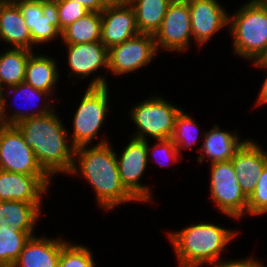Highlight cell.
Segmentation results:
<instances>
[{
	"instance_id": "cell-1",
	"label": "cell",
	"mask_w": 267,
	"mask_h": 267,
	"mask_svg": "<svg viewBox=\"0 0 267 267\" xmlns=\"http://www.w3.org/2000/svg\"><path fill=\"white\" fill-rule=\"evenodd\" d=\"M47 103L39 112H14L5 119L6 125H16L24 142L32 148L42 169L50 176L58 172L70 173L75 163V147L67 145L66 130Z\"/></svg>"
},
{
	"instance_id": "cell-2",
	"label": "cell",
	"mask_w": 267,
	"mask_h": 267,
	"mask_svg": "<svg viewBox=\"0 0 267 267\" xmlns=\"http://www.w3.org/2000/svg\"><path fill=\"white\" fill-rule=\"evenodd\" d=\"M87 148L86 145L76 147L74 157L80 159L78 163L81 170L74 163L70 173L82 172L84 178L93 186L99 204L110 210L120 203L137 201L123 186L116 153L106 140L93 148Z\"/></svg>"
},
{
	"instance_id": "cell-3",
	"label": "cell",
	"mask_w": 267,
	"mask_h": 267,
	"mask_svg": "<svg viewBox=\"0 0 267 267\" xmlns=\"http://www.w3.org/2000/svg\"><path fill=\"white\" fill-rule=\"evenodd\" d=\"M235 234L214 224L200 223L171 233L169 238L180 267H198L219 261V255Z\"/></svg>"
},
{
	"instance_id": "cell-4",
	"label": "cell",
	"mask_w": 267,
	"mask_h": 267,
	"mask_svg": "<svg viewBox=\"0 0 267 267\" xmlns=\"http://www.w3.org/2000/svg\"><path fill=\"white\" fill-rule=\"evenodd\" d=\"M231 19L235 53L254 61L267 46V6L249 1Z\"/></svg>"
},
{
	"instance_id": "cell-5",
	"label": "cell",
	"mask_w": 267,
	"mask_h": 267,
	"mask_svg": "<svg viewBox=\"0 0 267 267\" xmlns=\"http://www.w3.org/2000/svg\"><path fill=\"white\" fill-rule=\"evenodd\" d=\"M107 87L105 78L98 77L90 83L81 99L73 120L72 146L75 148L88 145L91 139L97 137L108 112Z\"/></svg>"
},
{
	"instance_id": "cell-6",
	"label": "cell",
	"mask_w": 267,
	"mask_h": 267,
	"mask_svg": "<svg viewBox=\"0 0 267 267\" xmlns=\"http://www.w3.org/2000/svg\"><path fill=\"white\" fill-rule=\"evenodd\" d=\"M131 112L132 121L139 129L134 139L146 141L144 134H149L157 140H164L172 137L180 109L157 97L137 104Z\"/></svg>"
},
{
	"instance_id": "cell-7",
	"label": "cell",
	"mask_w": 267,
	"mask_h": 267,
	"mask_svg": "<svg viewBox=\"0 0 267 267\" xmlns=\"http://www.w3.org/2000/svg\"><path fill=\"white\" fill-rule=\"evenodd\" d=\"M210 190L221 212L238 219L247 211L248 198L239 185L231 160L211 163Z\"/></svg>"
},
{
	"instance_id": "cell-8",
	"label": "cell",
	"mask_w": 267,
	"mask_h": 267,
	"mask_svg": "<svg viewBox=\"0 0 267 267\" xmlns=\"http://www.w3.org/2000/svg\"><path fill=\"white\" fill-rule=\"evenodd\" d=\"M0 170L26 175H48L16 125L0 123Z\"/></svg>"
},
{
	"instance_id": "cell-9",
	"label": "cell",
	"mask_w": 267,
	"mask_h": 267,
	"mask_svg": "<svg viewBox=\"0 0 267 267\" xmlns=\"http://www.w3.org/2000/svg\"><path fill=\"white\" fill-rule=\"evenodd\" d=\"M157 52L153 34L139 33L108 49V69L114 74H126L150 63Z\"/></svg>"
},
{
	"instance_id": "cell-10",
	"label": "cell",
	"mask_w": 267,
	"mask_h": 267,
	"mask_svg": "<svg viewBox=\"0 0 267 267\" xmlns=\"http://www.w3.org/2000/svg\"><path fill=\"white\" fill-rule=\"evenodd\" d=\"M149 151L147 140L132 137L120 158H116L123 186L137 201L141 202L151 198L149 188L139 182L147 166Z\"/></svg>"
},
{
	"instance_id": "cell-11",
	"label": "cell",
	"mask_w": 267,
	"mask_h": 267,
	"mask_svg": "<svg viewBox=\"0 0 267 267\" xmlns=\"http://www.w3.org/2000/svg\"><path fill=\"white\" fill-rule=\"evenodd\" d=\"M192 36L191 18L188 1L173 0L162 20L160 28L154 34L158 46L167 50L184 51L188 48Z\"/></svg>"
},
{
	"instance_id": "cell-12",
	"label": "cell",
	"mask_w": 267,
	"mask_h": 267,
	"mask_svg": "<svg viewBox=\"0 0 267 267\" xmlns=\"http://www.w3.org/2000/svg\"><path fill=\"white\" fill-rule=\"evenodd\" d=\"M135 12L127 0H112L101 12V43L110 48L139 34Z\"/></svg>"
},
{
	"instance_id": "cell-13",
	"label": "cell",
	"mask_w": 267,
	"mask_h": 267,
	"mask_svg": "<svg viewBox=\"0 0 267 267\" xmlns=\"http://www.w3.org/2000/svg\"><path fill=\"white\" fill-rule=\"evenodd\" d=\"M17 5L31 32L32 45L53 40L61 34L56 0L21 1Z\"/></svg>"
},
{
	"instance_id": "cell-14",
	"label": "cell",
	"mask_w": 267,
	"mask_h": 267,
	"mask_svg": "<svg viewBox=\"0 0 267 267\" xmlns=\"http://www.w3.org/2000/svg\"><path fill=\"white\" fill-rule=\"evenodd\" d=\"M49 175H26L0 170V201L41 203V194L48 189Z\"/></svg>"
},
{
	"instance_id": "cell-15",
	"label": "cell",
	"mask_w": 267,
	"mask_h": 267,
	"mask_svg": "<svg viewBox=\"0 0 267 267\" xmlns=\"http://www.w3.org/2000/svg\"><path fill=\"white\" fill-rule=\"evenodd\" d=\"M192 35L202 45L228 24L229 15L216 0H187Z\"/></svg>"
},
{
	"instance_id": "cell-16",
	"label": "cell",
	"mask_w": 267,
	"mask_h": 267,
	"mask_svg": "<svg viewBox=\"0 0 267 267\" xmlns=\"http://www.w3.org/2000/svg\"><path fill=\"white\" fill-rule=\"evenodd\" d=\"M234 171L245 196L256 189L259 176L267 165V152L250 140L242 144L231 159Z\"/></svg>"
},
{
	"instance_id": "cell-17",
	"label": "cell",
	"mask_w": 267,
	"mask_h": 267,
	"mask_svg": "<svg viewBox=\"0 0 267 267\" xmlns=\"http://www.w3.org/2000/svg\"><path fill=\"white\" fill-rule=\"evenodd\" d=\"M66 242L31 236L12 267H59V256Z\"/></svg>"
},
{
	"instance_id": "cell-18",
	"label": "cell",
	"mask_w": 267,
	"mask_h": 267,
	"mask_svg": "<svg viewBox=\"0 0 267 267\" xmlns=\"http://www.w3.org/2000/svg\"><path fill=\"white\" fill-rule=\"evenodd\" d=\"M66 45H68L70 68L82 78L97 71L99 67L108 68V48L100 41Z\"/></svg>"
},
{
	"instance_id": "cell-19",
	"label": "cell",
	"mask_w": 267,
	"mask_h": 267,
	"mask_svg": "<svg viewBox=\"0 0 267 267\" xmlns=\"http://www.w3.org/2000/svg\"><path fill=\"white\" fill-rule=\"evenodd\" d=\"M0 37L14 48H33L31 32L17 4L0 1Z\"/></svg>"
},
{
	"instance_id": "cell-20",
	"label": "cell",
	"mask_w": 267,
	"mask_h": 267,
	"mask_svg": "<svg viewBox=\"0 0 267 267\" xmlns=\"http://www.w3.org/2000/svg\"><path fill=\"white\" fill-rule=\"evenodd\" d=\"M41 203L0 201V226H10L16 231H33L40 215Z\"/></svg>"
},
{
	"instance_id": "cell-21",
	"label": "cell",
	"mask_w": 267,
	"mask_h": 267,
	"mask_svg": "<svg viewBox=\"0 0 267 267\" xmlns=\"http://www.w3.org/2000/svg\"><path fill=\"white\" fill-rule=\"evenodd\" d=\"M218 125L207 133L201 152L210 158L211 163L231 160L245 141H239L238 135L221 131Z\"/></svg>"
},
{
	"instance_id": "cell-22",
	"label": "cell",
	"mask_w": 267,
	"mask_h": 267,
	"mask_svg": "<svg viewBox=\"0 0 267 267\" xmlns=\"http://www.w3.org/2000/svg\"><path fill=\"white\" fill-rule=\"evenodd\" d=\"M173 0H127L133 7L140 33L155 34Z\"/></svg>"
},
{
	"instance_id": "cell-23",
	"label": "cell",
	"mask_w": 267,
	"mask_h": 267,
	"mask_svg": "<svg viewBox=\"0 0 267 267\" xmlns=\"http://www.w3.org/2000/svg\"><path fill=\"white\" fill-rule=\"evenodd\" d=\"M57 79V67L52 58L42 55L34 56L33 53L29 56L26 65L25 83L50 95Z\"/></svg>"
},
{
	"instance_id": "cell-24",
	"label": "cell",
	"mask_w": 267,
	"mask_h": 267,
	"mask_svg": "<svg viewBox=\"0 0 267 267\" xmlns=\"http://www.w3.org/2000/svg\"><path fill=\"white\" fill-rule=\"evenodd\" d=\"M60 35L65 44L101 41V13L88 12L66 27Z\"/></svg>"
},
{
	"instance_id": "cell-25",
	"label": "cell",
	"mask_w": 267,
	"mask_h": 267,
	"mask_svg": "<svg viewBox=\"0 0 267 267\" xmlns=\"http://www.w3.org/2000/svg\"><path fill=\"white\" fill-rule=\"evenodd\" d=\"M33 52L24 48H14L0 55V84L6 87L24 82L26 65Z\"/></svg>"
},
{
	"instance_id": "cell-26",
	"label": "cell",
	"mask_w": 267,
	"mask_h": 267,
	"mask_svg": "<svg viewBox=\"0 0 267 267\" xmlns=\"http://www.w3.org/2000/svg\"><path fill=\"white\" fill-rule=\"evenodd\" d=\"M33 231H16L0 226V267H12Z\"/></svg>"
},
{
	"instance_id": "cell-27",
	"label": "cell",
	"mask_w": 267,
	"mask_h": 267,
	"mask_svg": "<svg viewBox=\"0 0 267 267\" xmlns=\"http://www.w3.org/2000/svg\"><path fill=\"white\" fill-rule=\"evenodd\" d=\"M194 128V129H193ZM196 123L193 121L191 117L186 115L183 110L178 113L175 125H174V132L171 137L173 143L176 145L178 151L180 148L190 147L195 144L196 140L198 139V134H193L192 130L199 131L197 129ZM195 131V132H196ZM193 132V133H192ZM195 136H193V135Z\"/></svg>"
},
{
	"instance_id": "cell-28",
	"label": "cell",
	"mask_w": 267,
	"mask_h": 267,
	"mask_svg": "<svg viewBox=\"0 0 267 267\" xmlns=\"http://www.w3.org/2000/svg\"><path fill=\"white\" fill-rule=\"evenodd\" d=\"M59 267H94L92 253L82 245L66 242L59 256Z\"/></svg>"
},
{
	"instance_id": "cell-29",
	"label": "cell",
	"mask_w": 267,
	"mask_h": 267,
	"mask_svg": "<svg viewBox=\"0 0 267 267\" xmlns=\"http://www.w3.org/2000/svg\"><path fill=\"white\" fill-rule=\"evenodd\" d=\"M267 212V165L257 181L256 189L248 198L247 212L251 215Z\"/></svg>"
},
{
	"instance_id": "cell-30",
	"label": "cell",
	"mask_w": 267,
	"mask_h": 267,
	"mask_svg": "<svg viewBox=\"0 0 267 267\" xmlns=\"http://www.w3.org/2000/svg\"><path fill=\"white\" fill-rule=\"evenodd\" d=\"M58 5V19L60 23V32L74 23L79 18L86 15L89 11L77 1L56 0Z\"/></svg>"
},
{
	"instance_id": "cell-31",
	"label": "cell",
	"mask_w": 267,
	"mask_h": 267,
	"mask_svg": "<svg viewBox=\"0 0 267 267\" xmlns=\"http://www.w3.org/2000/svg\"><path fill=\"white\" fill-rule=\"evenodd\" d=\"M156 152V150L159 152L160 150L162 151V155L165 156V158H169V159H172L173 161H177V156L178 154H180L176 147V145L173 143L172 139L169 138V139H164V140H158V144L155 145V147L153 148ZM153 152V153H155ZM163 156V157H164ZM163 163L159 162V165H162Z\"/></svg>"
},
{
	"instance_id": "cell-32",
	"label": "cell",
	"mask_w": 267,
	"mask_h": 267,
	"mask_svg": "<svg viewBox=\"0 0 267 267\" xmlns=\"http://www.w3.org/2000/svg\"><path fill=\"white\" fill-rule=\"evenodd\" d=\"M8 89H12L18 94H20V93L21 94L23 93L24 95L26 94V97L29 100H30V98H35V97H38L40 99L45 94H47V96L49 94V93H47L45 91H41V90L35 89L34 87H32L31 85H29V84H27L25 82H21V83L15 85V86L8 87Z\"/></svg>"
},
{
	"instance_id": "cell-33",
	"label": "cell",
	"mask_w": 267,
	"mask_h": 267,
	"mask_svg": "<svg viewBox=\"0 0 267 267\" xmlns=\"http://www.w3.org/2000/svg\"><path fill=\"white\" fill-rule=\"evenodd\" d=\"M215 267H264L258 261H254L253 258H249L246 260H237V261H229V262H215Z\"/></svg>"
},
{
	"instance_id": "cell-34",
	"label": "cell",
	"mask_w": 267,
	"mask_h": 267,
	"mask_svg": "<svg viewBox=\"0 0 267 267\" xmlns=\"http://www.w3.org/2000/svg\"><path fill=\"white\" fill-rule=\"evenodd\" d=\"M75 1L80 2L89 12L101 13L112 0H75Z\"/></svg>"
},
{
	"instance_id": "cell-35",
	"label": "cell",
	"mask_w": 267,
	"mask_h": 267,
	"mask_svg": "<svg viewBox=\"0 0 267 267\" xmlns=\"http://www.w3.org/2000/svg\"><path fill=\"white\" fill-rule=\"evenodd\" d=\"M3 86L0 84V123L1 124H5V103H6V99H4V94H3Z\"/></svg>"
},
{
	"instance_id": "cell-36",
	"label": "cell",
	"mask_w": 267,
	"mask_h": 267,
	"mask_svg": "<svg viewBox=\"0 0 267 267\" xmlns=\"http://www.w3.org/2000/svg\"><path fill=\"white\" fill-rule=\"evenodd\" d=\"M254 65L259 67H267V46L265 49L258 55V57L254 60Z\"/></svg>"
},
{
	"instance_id": "cell-37",
	"label": "cell",
	"mask_w": 267,
	"mask_h": 267,
	"mask_svg": "<svg viewBox=\"0 0 267 267\" xmlns=\"http://www.w3.org/2000/svg\"><path fill=\"white\" fill-rule=\"evenodd\" d=\"M267 102V77L262 85V88L259 93L258 97V104L260 103H266Z\"/></svg>"
},
{
	"instance_id": "cell-38",
	"label": "cell",
	"mask_w": 267,
	"mask_h": 267,
	"mask_svg": "<svg viewBox=\"0 0 267 267\" xmlns=\"http://www.w3.org/2000/svg\"><path fill=\"white\" fill-rule=\"evenodd\" d=\"M1 1L7 4H17L21 1H32V0H1Z\"/></svg>"
},
{
	"instance_id": "cell-39",
	"label": "cell",
	"mask_w": 267,
	"mask_h": 267,
	"mask_svg": "<svg viewBox=\"0 0 267 267\" xmlns=\"http://www.w3.org/2000/svg\"><path fill=\"white\" fill-rule=\"evenodd\" d=\"M259 4L266 5L267 6V0H253Z\"/></svg>"
}]
</instances>
